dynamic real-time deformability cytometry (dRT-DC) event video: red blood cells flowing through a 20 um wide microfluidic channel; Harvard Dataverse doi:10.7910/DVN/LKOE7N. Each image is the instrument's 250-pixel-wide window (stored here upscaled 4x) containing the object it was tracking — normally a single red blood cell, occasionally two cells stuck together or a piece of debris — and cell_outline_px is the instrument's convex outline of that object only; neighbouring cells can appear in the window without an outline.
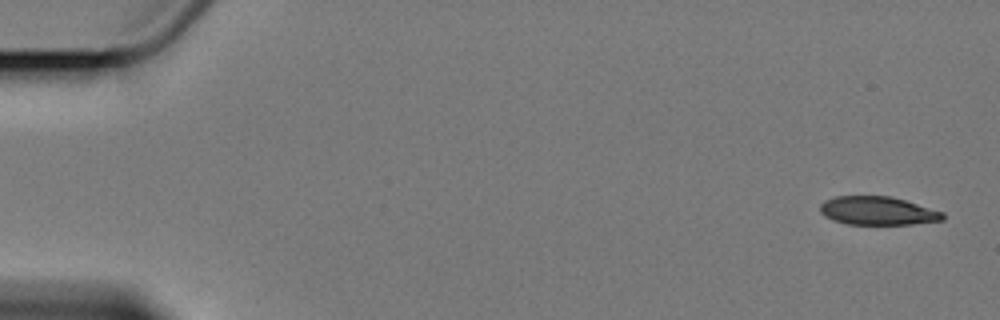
{"species": "Egyptian fruit bat (a non-hibernating species)", "species_latin": "Rousettus aegyptiacus", "temperature_condition": "cold", "stored_images_in_passage": 6, "camera_frame_rate_fps": 3000, "um_per_image_px": 0.085, "animal": {"sex": "female"}, "frame": {"image": 1, "passage_image": 1, "time_ms": 0.0, "image_size_px": [1000, 320], "cell_outline_px": [[944, 220], [912, 224], [848, 224], [836, 220], [820, 212], [820, 204], [824, 200], [836, 196], [892, 196], [944, 212]], "centroid_in_image_um": [74.63, 17.91], "position_along_channel_um": 10.4, "area_um2": 20.17}}
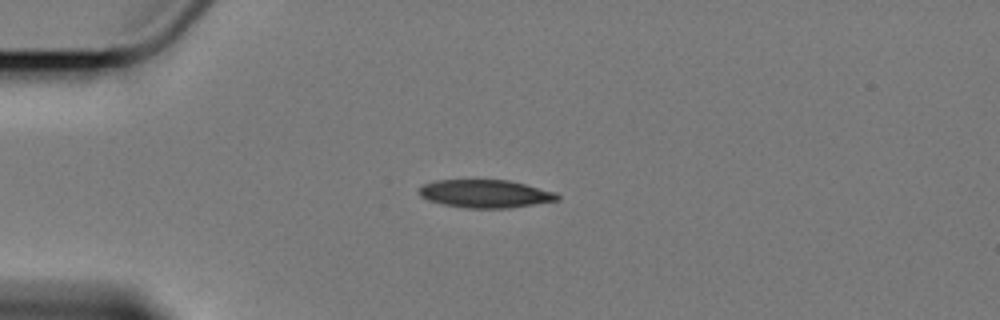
{"frame": {"image": 2, "passage_image": 4, "time_ms": 4.333, "image_size_px": [1000, 320], "cell_outline_px": [[560, 200], [508, 208], [468, 208], [444, 204], [428, 200], [420, 196], [420, 188], [424, 184], [436, 180], [508, 180], [556, 192], [560, 196]], "centroid_in_image_um": [41.28, 16.47], "position_along_channel_um": 43.7, "area_um2": 22.37}}
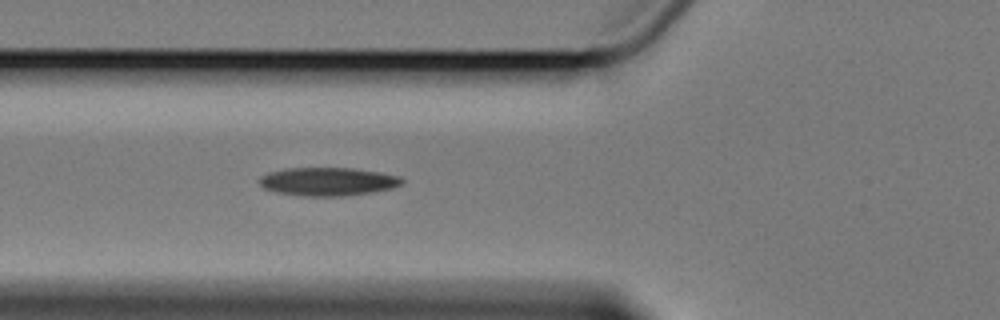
{"frame": {"image": 3, "passage_image": 6, "time_ms": 6.667, "image_size_px": [1000, 320], "cell_outline_px": [[404, 184], [392, 188], [372, 192], [348, 196], [304, 196], [276, 192], [264, 188], [260, 184], [260, 176], [268, 172], [288, 168], [352, 168], [380, 172], [400, 176], [404, 180]], "centroid_in_image_um": [27.9, 15.43], "position_along_channel_um": 97.9, "area_um2": 23.64}}